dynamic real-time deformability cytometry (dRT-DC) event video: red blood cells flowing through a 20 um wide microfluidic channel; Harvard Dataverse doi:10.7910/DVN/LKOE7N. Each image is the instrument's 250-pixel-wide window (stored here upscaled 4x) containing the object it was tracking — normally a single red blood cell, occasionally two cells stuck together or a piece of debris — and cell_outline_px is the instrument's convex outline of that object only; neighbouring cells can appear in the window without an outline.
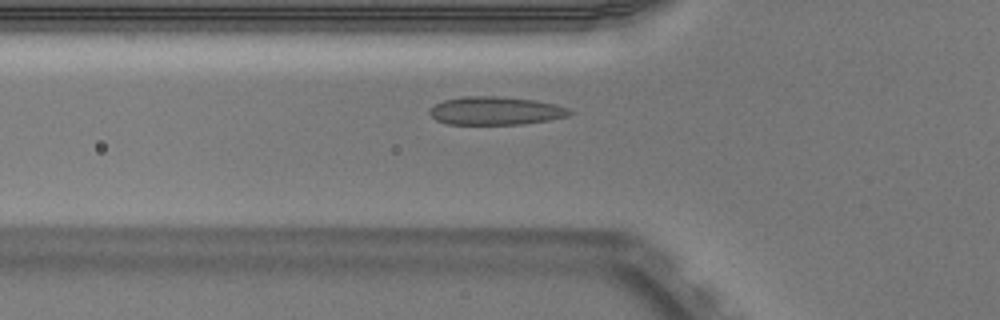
{"species": "Egyptian fruit bat (a non-hibernating species)", "species_latin": "Rousettus aegyptiacus", "temperature_condition": "warm", "stored_images_in_passage": 44, "camera_frame_rate_fps": 3000, "um_per_image_px": 0.085, "animal": {"sex": "male"}, "frame": {"image": 1, "passage_image": 16, "time_ms": 5.0, "image_size_px": [1000, 320], "cell_outline_px": [[572, 112], [568, 116], [548, 120], [520, 124], [448, 124], [436, 120], [428, 112], [436, 104], [444, 100], [464, 96], [496, 96], [536, 100], [556, 104], [568, 108]], "centroid_in_image_um": [42.13, 9.41], "position_along_channel_um": 83.7, "area_um2": 22.89}}
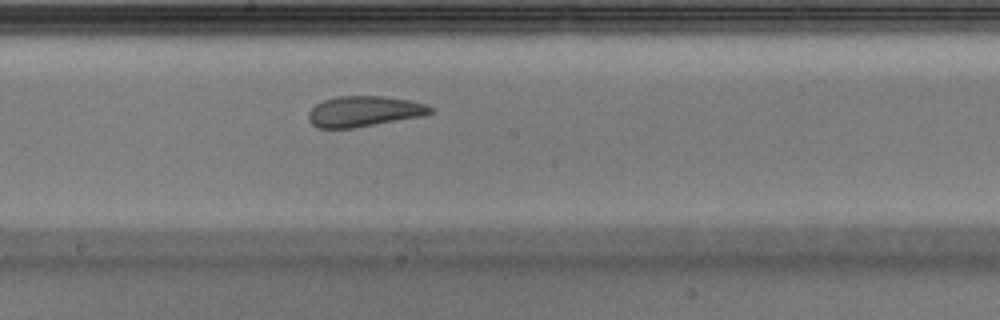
{"frame": {"image": 2, "passage_image": 26, "time_ms": 8.333, "image_size_px": [1000, 320], "cell_outline_px": [[436, 112], [424, 116], [352, 128], [316, 128], [308, 120], [308, 112], [316, 104], [324, 100], [336, 96], [380, 96], [412, 100], [424, 104], [432, 108]], "centroid_in_image_um": [30.95, 9.46], "position_along_channel_um": 217.2, "area_um2": 21.85}}
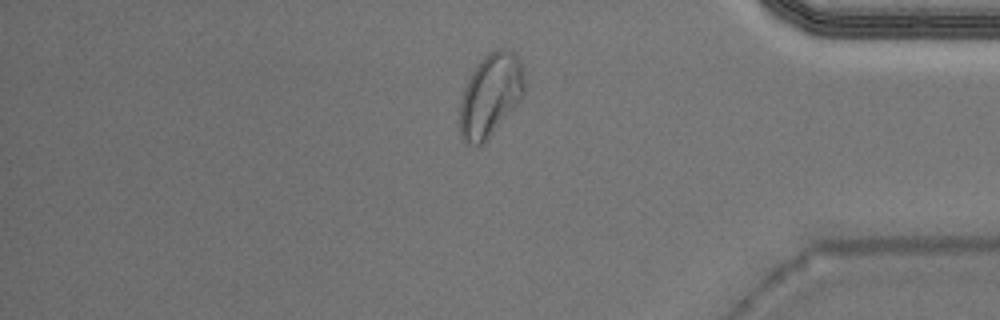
{"frame": {"image": 3, "passage_image": 41, "time_ms": 13.333, "image_size_px": [1000, 320], "cell_outline_px": [[524, 96], [484, 144], [476, 148], [468, 144], [460, 136], [460, 100], [464, 88], [476, 64], [488, 52], [496, 48], [504, 48], [512, 52], [520, 60], [524, 72]], "centroid_in_image_um": [41.69, 8.11], "position_along_channel_um": 393.5, "area_um2": 31.62}}